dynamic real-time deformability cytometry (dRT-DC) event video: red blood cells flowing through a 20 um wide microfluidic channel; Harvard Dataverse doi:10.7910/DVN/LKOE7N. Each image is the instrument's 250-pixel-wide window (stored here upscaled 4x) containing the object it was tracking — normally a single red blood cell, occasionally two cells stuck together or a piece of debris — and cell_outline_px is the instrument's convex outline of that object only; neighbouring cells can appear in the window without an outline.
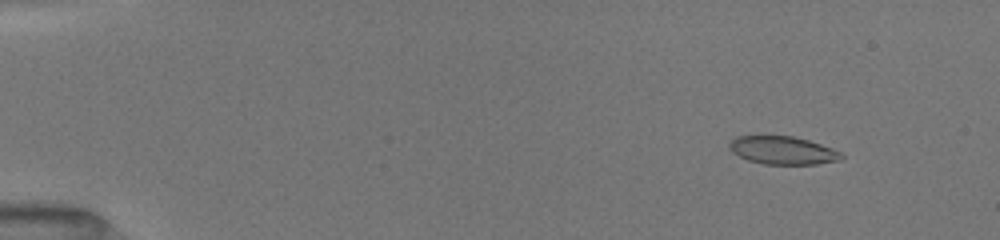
{"species": "common noctule bat (a hibernating species)", "species_latin": "Nyctalus noctula", "temperature_condition": "room temperature", "stored_images_in_passage": 52, "camera_frame_rate_fps": 3000, "um_per_image_px": 0.085, "animal": {"sex": "female", "body_mass_g": 19.5, "forearm_length_mm": 54.1}, "frame": {"image": 1, "passage_image": 6, "time_ms": 1.667, "image_size_px": [1000, 240], "cell_outline_px": [[844, 156], [840, 160], [816, 164], [764, 164], [748, 160], [732, 152], [728, 148], [728, 144], [736, 136], [760, 132], [792, 136], [808, 140], [832, 148], [840, 152]], "centroid_in_image_um": [66.45, 12.72], "position_along_channel_um": 18.6, "area_um2": 19.02}}
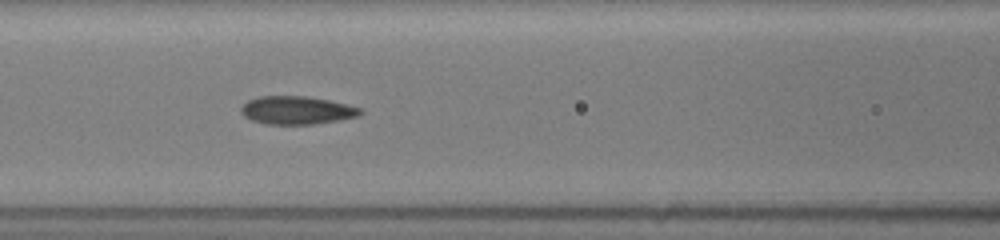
{"frame": {"image": 2, "passage_image": 24, "time_ms": 7.667, "image_size_px": [1000, 240], "cell_outline_px": [[364, 112], [360, 116], [340, 120], [316, 124], [268, 124], [252, 120], [244, 116], [240, 112], [240, 108], [248, 100], [260, 96], [308, 96], [328, 100], [364, 108]], "centroid_in_image_um": [25.28, 9.37], "position_along_channel_um": 141.3, "area_um2": 19.71}}
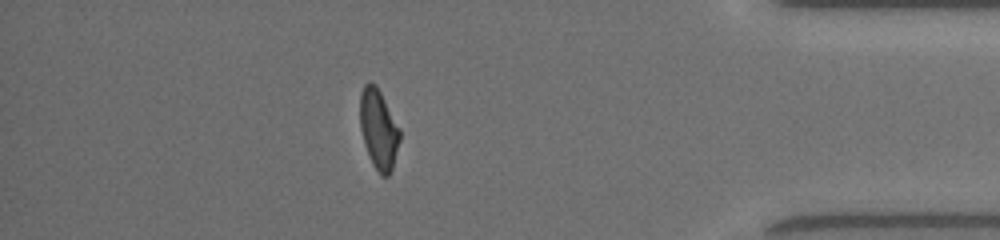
{"frame": {"image": 3, "passage_image": 46, "time_ms": 15.0, "image_size_px": [1000, 240], "cell_outline_px": [[400, 140], [392, 168], [388, 176], [380, 176], [372, 164], [364, 144], [360, 128], [360, 92], [364, 84], [368, 80], [376, 84], [400, 128]], "centroid_in_image_um": [32.17, 10.96], "position_along_channel_um": 403.0, "area_um2": 18.67}, "authors_computed_cell_mechanics": {"area_um2": 19.3052, "velocity_mm_per_s": 4.0254, "shape_relaxation_time_tau1_ms": 4.7428, "shape_relaxation_time_tau2_ms": 1.5237, "deformation_change_tau1": 0.1772, "deformation_change_tau2": 0.0791}}